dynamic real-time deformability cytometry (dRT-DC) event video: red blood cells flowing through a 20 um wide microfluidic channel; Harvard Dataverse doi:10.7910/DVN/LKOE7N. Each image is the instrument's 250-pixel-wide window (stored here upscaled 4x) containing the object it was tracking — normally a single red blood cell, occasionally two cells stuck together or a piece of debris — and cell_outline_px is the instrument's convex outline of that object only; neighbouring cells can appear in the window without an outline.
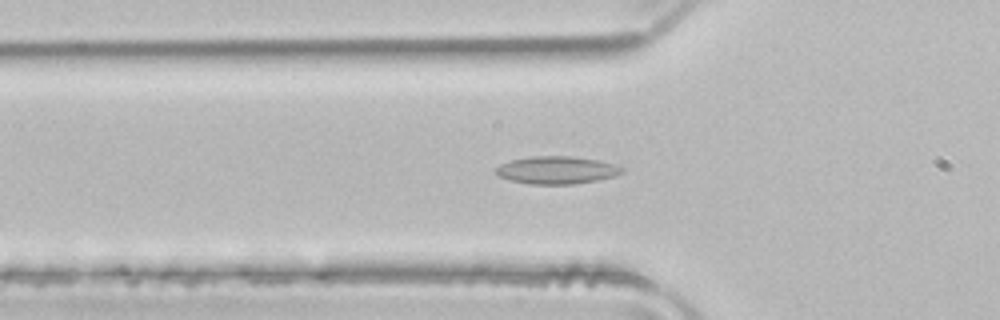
{"species": "common noctule bat (a hibernating species)", "species_latin": "Nyctalus noctula", "temperature_condition": "room temperature", "stored_images_in_passage": 37, "camera_frame_rate_fps": 3000, "um_per_image_px": 0.085, "animal": {"sex": "male", "body_mass_g": 21.5, "forearm_length_mm": 52.0}, "frame": {"image": 1, "passage_image": 2, "time_ms": 0.333, "image_size_px": [1000, 320], "cell_outline_px": [[624, 172], [600, 180], [572, 184], [532, 184], [512, 180], [496, 176], [492, 172], [500, 164], [512, 160], [532, 156], [572, 156], [596, 160], [616, 164], [624, 168]], "centroid_in_image_um": [47.31, 14.46], "position_along_channel_um": 78.5, "area_um2": 20.35}}
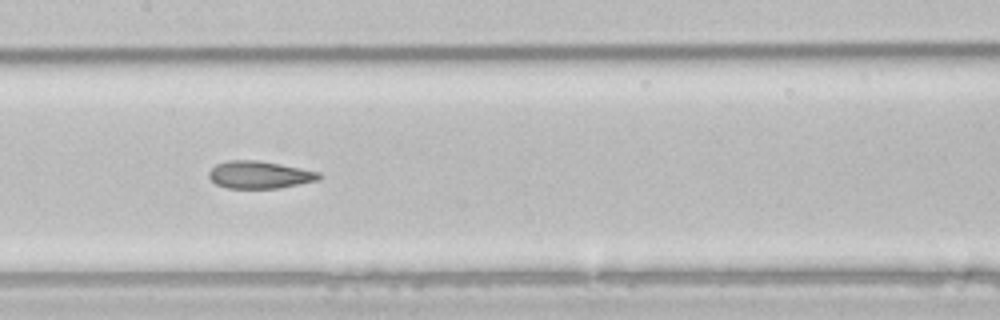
{"frame": {"image": 2, "passage_image": 10, "time_ms": 3.0, "image_size_px": [1000, 320], "cell_outline_px": [[324, 176], [320, 180], [280, 188], [228, 188], [216, 184], [208, 176], [208, 172], [216, 164], [228, 160], [256, 160], [280, 164], [320, 172]], "centroid_in_image_um": [22.09, 14.86], "position_along_channel_um": 185.3, "area_um2": 17.69}}
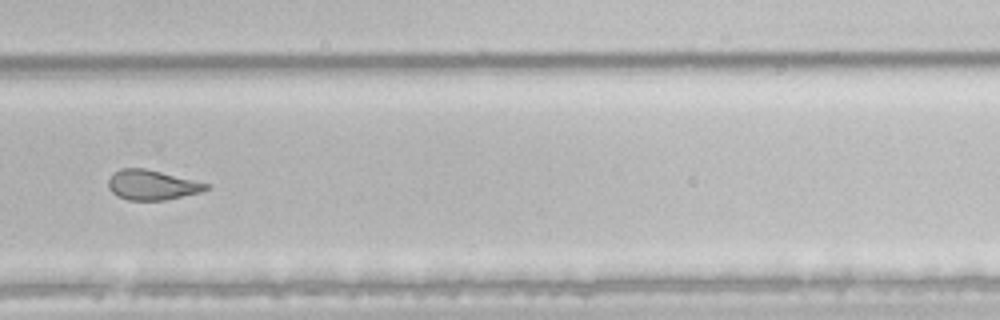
{"frame": {"image": 3, "passage_image": 20, "time_ms": 6.333, "image_size_px": [1000, 320], "cell_outline_px": [[212, 188], [200, 192], [164, 200], [128, 200], [116, 196], [108, 188], [108, 180], [120, 168], [144, 168], [212, 184]], "centroid_in_image_um": [12.95, 15.72], "position_along_channel_um": 316.8, "area_um2": 17.05}, "authors_computed_cell_mechanics": {"area_um2": 18.0336, "velocity_mm_per_s": 3.9712, "shape_relaxation_time_tau1_ms": null, "shape_relaxation_time_tau2_ms": 2.3783, "deformation_change_tau1": null, "deformation_change_tau2": 0.1037}}